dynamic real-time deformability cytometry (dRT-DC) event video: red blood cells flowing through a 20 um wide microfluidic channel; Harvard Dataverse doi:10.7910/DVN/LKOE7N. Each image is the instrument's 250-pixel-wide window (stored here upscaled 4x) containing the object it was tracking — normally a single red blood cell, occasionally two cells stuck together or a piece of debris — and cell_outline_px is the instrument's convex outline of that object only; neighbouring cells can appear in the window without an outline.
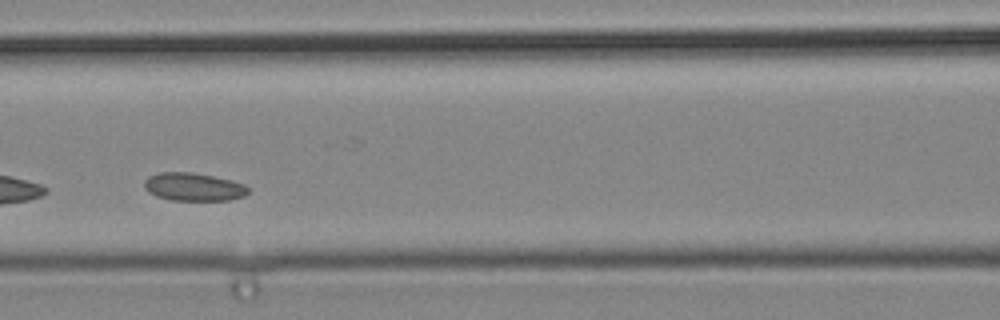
{"species": "common noctule bat (a hibernating species)", "species_latin": "Nyctalus noctula", "temperature_condition": "cold", "stored_images_in_passage": 30, "camera_frame_rate_fps": 3000, "um_per_image_px": 0.085, "animal": {"sex": "male", "body_mass_g": 19.2, "forearm_length_mm": 51.8}, "frame": {"image": 1, "passage_image": 13, "time_ms": 4.0, "image_size_px": [1000, 320], "cell_outline_px": [[248, 192], [244, 196], [228, 200], [172, 200], [156, 196], [148, 192], [144, 188], [144, 180], [148, 176], [160, 172], [192, 172], [212, 176], [244, 184], [248, 188]], "centroid_in_image_um": [16.4, 15.88], "position_along_channel_um": 150.2, "area_um2": 16.88}}
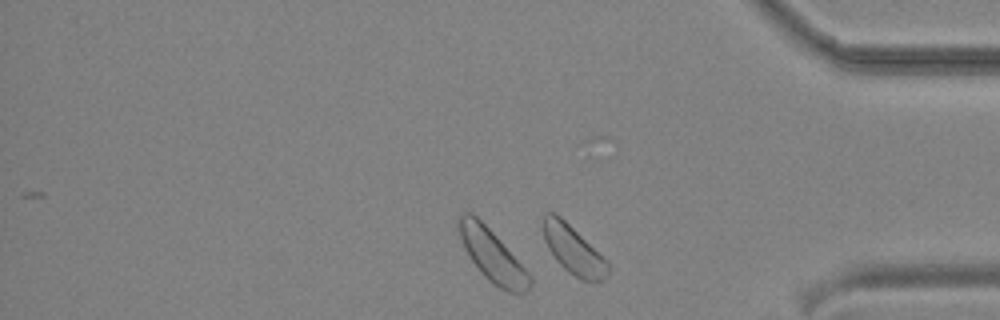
{"frame": {"image": 2, "passage_image": 30, "time_ms": 9.667, "image_size_px": [1000, 320], "cell_outline_px": [[612, 264], [608, 276], [604, 280], [580, 280], [568, 272], [556, 260], [548, 248], [544, 240], [544, 212], [556, 212], [608, 260]], "centroid_in_image_um": [48.78, 21.25], "position_along_channel_um": 386.4, "area_um2": 18.5}}